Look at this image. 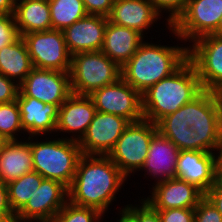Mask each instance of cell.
Instances as JSON below:
<instances>
[{
    "label": "cell",
    "instance_id": "6da1fadb",
    "mask_svg": "<svg viewBox=\"0 0 222 222\" xmlns=\"http://www.w3.org/2000/svg\"><path fill=\"white\" fill-rule=\"evenodd\" d=\"M126 179L108 156L82 155L68 188V201L94 208L104 215Z\"/></svg>",
    "mask_w": 222,
    "mask_h": 222
},
{
    "label": "cell",
    "instance_id": "7a4b0ae2",
    "mask_svg": "<svg viewBox=\"0 0 222 222\" xmlns=\"http://www.w3.org/2000/svg\"><path fill=\"white\" fill-rule=\"evenodd\" d=\"M202 91L197 71L188 59L173 74L141 94L143 118L156 124L191 102Z\"/></svg>",
    "mask_w": 222,
    "mask_h": 222
},
{
    "label": "cell",
    "instance_id": "3957f363",
    "mask_svg": "<svg viewBox=\"0 0 222 222\" xmlns=\"http://www.w3.org/2000/svg\"><path fill=\"white\" fill-rule=\"evenodd\" d=\"M189 47L143 42L121 67V78L142 94L178 70L188 60Z\"/></svg>",
    "mask_w": 222,
    "mask_h": 222
},
{
    "label": "cell",
    "instance_id": "277c9868",
    "mask_svg": "<svg viewBox=\"0 0 222 222\" xmlns=\"http://www.w3.org/2000/svg\"><path fill=\"white\" fill-rule=\"evenodd\" d=\"M33 171L44 179L56 180L69 188L83 155L79 143L71 138L31 142Z\"/></svg>",
    "mask_w": 222,
    "mask_h": 222
},
{
    "label": "cell",
    "instance_id": "5b68a950",
    "mask_svg": "<svg viewBox=\"0 0 222 222\" xmlns=\"http://www.w3.org/2000/svg\"><path fill=\"white\" fill-rule=\"evenodd\" d=\"M184 118L196 132L197 151H217L222 139V94L203 90L184 105Z\"/></svg>",
    "mask_w": 222,
    "mask_h": 222
},
{
    "label": "cell",
    "instance_id": "8992f818",
    "mask_svg": "<svg viewBox=\"0 0 222 222\" xmlns=\"http://www.w3.org/2000/svg\"><path fill=\"white\" fill-rule=\"evenodd\" d=\"M69 75L72 93L90 95L117 82L121 67L101 51L82 52L71 56Z\"/></svg>",
    "mask_w": 222,
    "mask_h": 222
},
{
    "label": "cell",
    "instance_id": "52a82bcc",
    "mask_svg": "<svg viewBox=\"0 0 222 222\" xmlns=\"http://www.w3.org/2000/svg\"><path fill=\"white\" fill-rule=\"evenodd\" d=\"M156 124L146 119L131 122L123 131L108 157L128 177L144 166Z\"/></svg>",
    "mask_w": 222,
    "mask_h": 222
},
{
    "label": "cell",
    "instance_id": "ba28073f",
    "mask_svg": "<svg viewBox=\"0 0 222 222\" xmlns=\"http://www.w3.org/2000/svg\"><path fill=\"white\" fill-rule=\"evenodd\" d=\"M27 46L33 68L69 72L71 54L63 32L56 29L21 36Z\"/></svg>",
    "mask_w": 222,
    "mask_h": 222
},
{
    "label": "cell",
    "instance_id": "9c48e42d",
    "mask_svg": "<svg viewBox=\"0 0 222 222\" xmlns=\"http://www.w3.org/2000/svg\"><path fill=\"white\" fill-rule=\"evenodd\" d=\"M222 16V0H189L183 13L170 26L182 40H191L213 34Z\"/></svg>",
    "mask_w": 222,
    "mask_h": 222
},
{
    "label": "cell",
    "instance_id": "30bf717a",
    "mask_svg": "<svg viewBox=\"0 0 222 222\" xmlns=\"http://www.w3.org/2000/svg\"><path fill=\"white\" fill-rule=\"evenodd\" d=\"M192 43L188 59L197 71L202 89L222 94V36L207 34Z\"/></svg>",
    "mask_w": 222,
    "mask_h": 222
},
{
    "label": "cell",
    "instance_id": "8fae6325",
    "mask_svg": "<svg viewBox=\"0 0 222 222\" xmlns=\"http://www.w3.org/2000/svg\"><path fill=\"white\" fill-rule=\"evenodd\" d=\"M89 96L96 111L122 116L130 122L143 119L141 94L122 78L94 90Z\"/></svg>",
    "mask_w": 222,
    "mask_h": 222
},
{
    "label": "cell",
    "instance_id": "7c38bea8",
    "mask_svg": "<svg viewBox=\"0 0 222 222\" xmlns=\"http://www.w3.org/2000/svg\"><path fill=\"white\" fill-rule=\"evenodd\" d=\"M72 94L69 72L33 68L19 85L18 96L60 105Z\"/></svg>",
    "mask_w": 222,
    "mask_h": 222
},
{
    "label": "cell",
    "instance_id": "4fadbf2b",
    "mask_svg": "<svg viewBox=\"0 0 222 222\" xmlns=\"http://www.w3.org/2000/svg\"><path fill=\"white\" fill-rule=\"evenodd\" d=\"M130 123L122 116L97 111L85 135L78 141L82 154L108 156Z\"/></svg>",
    "mask_w": 222,
    "mask_h": 222
},
{
    "label": "cell",
    "instance_id": "5bb4252c",
    "mask_svg": "<svg viewBox=\"0 0 222 222\" xmlns=\"http://www.w3.org/2000/svg\"><path fill=\"white\" fill-rule=\"evenodd\" d=\"M68 201V188L56 180L44 179L26 205L15 215V222H51Z\"/></svg>",
    "mask_w": 222,
    "mask_h": 222
},
{
    "label": "cell",
    "instance_id": "9a60e30c",
    "mask_svg": "<svg viewBox=\"0 0 222 222\" xmlns=\"http://www.w3.org/2000/svg\"><path fill=\"white\" fill-rule=\"evenodd\" d=\"M216 153L181 150L175 178L195 185L204 194L215 184Z\"/></svg>",
    "mask_w": 222,
    "mask_h": 222
},
{
    "label": "cell",
    "instance_id": "2e32d148",
    "mask_svg": "<svg viewBox=\"0 0 222 222\" xmlns=\"http://www.w3.org/2000/svg\"><path fill=\"white\" fill-rule=\"evenodd\" d=\"M108 17L87 14L62 32L71 56L90 51H101Z\"/></svg>",
    "mask_w": 222,
    "mask_h": 222
},
{
    "label": "cell",
    "instance_id": "e0dca14e",
    "mask_svg": "<svg viewBox=\"0 0 222 222\" xmlns=\"http://www.w3.org/2000/svg\"><path fill=\"white\" fill-rule=\"evenodd\" d=\"M150 197L144 198L155 210L195 208L204 193L195 185L178 178L155 184Z\"/></svg>",
    "mask_w": 222,
    "mask_h": 222
},
{
    "label": "cell",
    "instance_id": "ac0fdd59",
    "mask_svg": "<svg viewBox=\"0 0 222 222\" xmlns=\"http://www.w3.org/2000/svg\"><path fill=\"white\" fill-rule=\"evenodd\" d=\"M93 100L89 95L72 93L59 107L56 132L79 133L70 136L74 141H80L96 113ZM77 136V138H76Z\"/></svg>",
    "mask_w": 222,
    "mask_h": 222
},
{
    "label": "cell",
    "instance_id": "d6986e66",
    "mask_svg": "<svg viewBox=\"0 0 222 222\" xmlns=\"http://www.w3.org/2000/svg\"><path fill=\"white\" fill-rule=\"evenodd\" d=\"M21 125L29 134L28 141L35 135L56 132L59 106L43 103L36 98L17 96ZM32 135V136H31ZM31 136V137H30Z\"/></svg>",
    "mask_w": 222,
    "mask_h": 222
},
{
    "label": "cell",
    "instance_id": "ffe728a7",
    "mask_svg": "<svg viewBox=\"0 0 222 222\" xmlns=\"http://www.w3.org/2000/svg\"><path fill=\"white\" fill-rule=\"evenodd\" d=\"M180 150L158 130L153 134L142 170L157 178V182L175 178ZM149 172V173H148Z\"/></svg>",
    "mask_w": 222,
    "mask_h": 222
},
{
    "label": "cell",
    "instance_id": "44dd1931",
    "mask_svg": "<svg viewBox=\"0 0 222 222\" xmlns=\"http://www.w3.org/2000/svg\"><path fill=\"white\" fill-rule=\"evenodd\" d=\"M160 15L149 0H115L108 21L143 34Z\"/></svg>",
    "mask_w": 222,
    "mask_h": 222
},
{
    "label": "cell",
    "instance_id": "7402d4cb",
    "mask_svg": "<svg viewBox=\"0 0 222 222\" xmlns=\"http://www.w3.org/2000/svg\"><path fill=\"white\" fill-rule=\"evenodd\" d=\"M143 37L137 30L107 21L101 52L122 67L144 42Z\"/></svg>",
    "mask_w": 222,
    "mask_h": 222
},
{
    "label": "cell",
    "instance_id": "603a6c76",
    "mask_svg": "<svg viewBox=\"0 0 222 222\" xmlns=\"http://www.w3.org/2000/svg\"><path fill=\"white\" fill-rule=\"evenodd\" d=\"M31 171V141H6L0 150V181L8 184Z\"/></svg>",
    "mask_w": 222,
    "mask_h": 222
},
{
    "label": "cell",
    "instance_id": "cb8c5ba5",
    "mask_svg": "<svg viewBox=\"0 0 222 222\" xmlns=\"http://www.w3.org/2000/svg\"><path fill=\"white\" fill-rule=\"evenodd\" d=\"M13 16L20 36L52 29L48 0H16Z\"/></svg>",
    "mask_w": 222,
    "mask_h": 222
},
{
    "label": "cell",
    "instance_id": "d4e9b609",
    "mask_svg": "<svg viewBox=\"0 0 222 222\" xmlns=\"http://www.w3.org/2000/svg\"><path fill=\"white\" fill-rule=\"evenodd\" d=\"M32 69V61L21 36L0 49V74L20 85Z\"/></svg>",
    "mask_w": 222,
    "mask_h": 222
},
{
    "label": "cell",
    "instance_id": "484cf974",
    "mask_svg": "<svg viewBox=\"0 0 222 222\" xmlns=\"http://www.w3.org/2000/svg\"><path fill=\"white\" fill-rule=\"evenodd\" d=\"M157 130L181 150L197 151V136L184 118V106L160 119Z\"/></svg>",
    "mask_w": 222,
    "mask_h": 222
},
{
    "label": "cell",
    "instance_id": "4316f807",
    "mask_svg": "<svg viewBox=\"0 0 222 222\" xmlns=\"http://www.w3.org/2000/svg\"><path fill=\"white\" fill-rule=\"evenodd\" d=\"M43 180L38 172L31 171L7 184L10 206L15 215L26 205Z\"/></svg>",
    "mask_w": 222,
    "mask_h": 222
},
{
    "label": "cell",
    "instance_id": "83f0119b",
    "mask_svg": "<svg viewBox=\"0 0 222 222\" xmlns=\"http://www.w3.org/2000/svg\"><path fill=\"white\" fill-rule=\"evenodd\" d=\"M48 3L52 29L63 31L87 15L84 4L80 0H48Z\"/></svg>",
    "mask_w": 222,
    "mask_h": 222
},
{
    "label": "cell",
    "instance_id": "f1b7e54d",
    "mask_svg": "<svg viewBox=\"0 0 222 222\" xmlns=\"http://www.w3.org/2000/svg\"><path fill=\"white\" fill-rule=\"evenodd\" d=\"M20 116L17 100L0 103V137L6 141L17 140L16 133L23 130Z\"/></svg>",
    "mask_w": 222,
    "mask_h": 222
},
{
    "label": "cell",
    "instance_id": "f546056e",
    "mask_svg": "<svg viewBox=\"0 0 222 222\" xmlns=\"http://www.w3.org/2000/svg\"><path fill=\"white\" fill-rule=\"evenodd\" d=\"M103 214L94 208L78 206L67 201L51 222H100Z\"/></svg>",
    "mask_w": 222,
    "mask_h": 222
},
{
    "label": "cell",
    "instance_id": "4dcf8cb0",
    "mask_svg": "<svg viewBox=\"0 0 222 222\" xmlns=\"http://www.w3.org/2000/svg\"><path fill=\"white\" fill-rule=\"evenodd\" d=\"M156 11L160 14L162 10L168 11L170 14L167 18L169 27L177 20V18L185 10L189 0H149Z\"/></svg>",
    "mask_w": 222,
    "mask_h": 222
},
{
    "label": "cell",
    "instance_id": "1f68e13d",
    "mask_svg": "<svg viewBox=\"0 0 222 222\" xmlns=\"http://www.w3.org/2000/svg\"><path fill=\"white\" fill-rule=\"evenodd\" d=\"M194 222H222V215L205 195L194 208Z\"/></svg>",
    "mask_w": 222,
    "mask_h": 222
},
{
    "label": "cell",
    "instance_id": "d6a6232c",
    "mask_svg": "<svg viewBox=\"0 0 222 222\" xmlns=\"http://www.w3.org/2000/svg\"><path fill=\"white\" fill-rule=\"evenodd\" d=\"M19 37L13 14H0V49Z\"/></svg>",
    "mask_w": 222,
    "mask_h": 222
},
{
    "label": "cell",
    "instance_id": "836d02e7",
    "mask_svg": "<svg viewBox=\"0 0 222 222\" xmlns=\"http://www.w3.org/2000/svg\"><path fill=\"white\" fill-rule=\"evenodd\" d=\"M143 200V201H142ZM141 206L127 205L125 208L134 216L136 222H161L158 211L147 201L141 199Z\"/></svg>",
    "mask_w": 222,
    "mask_h": 222
},
{
    "label": "cell",
    "instance_id": "e575fe53",
    "mask_svg": "<svg viewBox=\"0 0 222 222\" xmlns=\"http://www.w3.org/2000/svg\"><path fill=\"white\" fill-rule=\"evenodd\" d=\"M161 222H194V208L157 210Z\"/></svg>",
    "mask_w": 222,
    "mask_h": 222
},
{
    "label": "cell",
    "instance_id": "d590c367",
    "mask_svg": "<svg viewBox=\"0 0 222 222\" xmlns=\"http://www.w3.org/2000/svg\"><path fill=\"white\" fill-rule=\"evenodd\" d=\"M15 82L0 74V103H9L17 99L19 85Z\"/></svg>",
    "mask_w": 222,
    "mask_h": 222
},
{
    "label": "cell",
    "instance_id": "8d00e7d4",
    "mask_svg": "<svg viewBox=\"0 0 222 222\" xmlns=\"http://www.w3.org/2000/svg\"><path fill=\"white\" fill-rule=\"evenodd\" d=\"M115 0H85L83 2L87 14L108 17Z\"/></svg>",
    "mask_w": 222,
    "mask_h": 222
},
{
    "label": "cell",
    "instance_id": "74e56055",
    "mask_svg": "<svg viewBox=\"0 0 222 222\" xmlns=\"http://www.w3.org/2000/svg\"><path fill=\"white\" fill-rule=\"evenodd\" d=\"M204 195L211 201V203L222 215V191L213 185Z\"/></svg>",
    "mask_w": 222,
    "mask_h": 222
},
{
    "label": "cell",
    "instance_id": "f35d334b",
    "mask_svg": "<svg viewBox=\"0 0 222 222\" xmlns=\"http://www.w3.org/2000/svg\"><path fill=\"white\" fill-rule=\"evenodd\" d=\"M0 213H13L8 196L7 184L0 181Z\"/></svg>",
    "mask_w": 222,
    "mask_h": 222
},
{
    "label": "cell",
    "instance_id": "ab89813d",
    "mask_svg": "<svg viewBox=\"0 0 222 222\" xmlns=\"http://www.w3.org/2000/svg\"><path fill=\"white\" fill-rule=\"evenodd\" d=\"M16 0H0V14H13Z\"/></svg>",
    "mask_w": 222,
    "mask_h": 222
},
{
    "label": "cell",
    "instance_id": "60d3db41",
    "mask_svg": "<svg viewBox=\"0 0 222 222\" xmlns=\"http://www.w3.org/2000/svg\"><path fill=\"white\" fill-rule=\"evenodd\" d=\"M220 191H222V167L217 163L215 169V184Z\"/></svg>",
    "mask_w": 222,
    "mask_h": 222
},
{
    "label": "cell",
    "instance_id": "b9f144b4",
    "mask_svg": "<svg viewBox=\"0 0 222 222\" xmlns=\"http://www.w3.org/2000/svg\"><path fill=\"white\" fill-rule=\"evenodd\" d=\"M120 216L119 222H136L134 216L126 208L121 209Z\"/></svg>",
    "mask_w": 222,
    "mask_h": 222
},
{
    "label": "cell",
    "instance_id": "7bdbcfd3",
    "mask_svg": "<svg viewBox=\"0 0 222 222\" xmlns=\"http://www.w3.org/2000/svg\"><path fill=\"white\" fill-rule=\"evenodd\" d=\"M0 222H15L14 213H0Z\"/></svg>",
    "mask_w": 222,
    "mask_h": 222
},
{
    "label": "cell",
    "instance_id": "ee69618b",
    "mask_svg": "<svg viewBox=\"0 0 222 222\" xmlns=\"http://www.w3.org/2000/svg\"><path fill=\"white\" fill-rule=\"evenodd\" d=\"M219 150V154L216 155V158H217V163L222 167V139L218 145V149L217 151Z\"/></svg>",
    "mask_w": 222,
    "mask_h": 222
},
{
    "label": "cell",
    "instance_id": "f6af8a7d",
    "mask_svg": "<svg viewBox=\"0 0 222 222\" xmlns=\"http://www.w3.org/2000/svg\"><path fill=\"white\" fill-rule=\"evenodd\" d=\"M213 34L222 36V16L220 17V20H219L218 29Z\"/></svg>",
    "mask_w": 222,
    "mask_h": 222
},
{
    "label": "cell",
    "instance_id": "bcb514c9",
    "mask_svg": "<svg viewBox=\"0 0 222 222\" xmlns=\"http://www.w3.org/2000/svg\"><path fill=\"white\" fill-rule=\"evenodd\" d=\"M5 142H6V140L4 138L0 137V150Z\"/></svg>",
    "mask_w": 222,
    "mask_h": 222
}]
</instances>
